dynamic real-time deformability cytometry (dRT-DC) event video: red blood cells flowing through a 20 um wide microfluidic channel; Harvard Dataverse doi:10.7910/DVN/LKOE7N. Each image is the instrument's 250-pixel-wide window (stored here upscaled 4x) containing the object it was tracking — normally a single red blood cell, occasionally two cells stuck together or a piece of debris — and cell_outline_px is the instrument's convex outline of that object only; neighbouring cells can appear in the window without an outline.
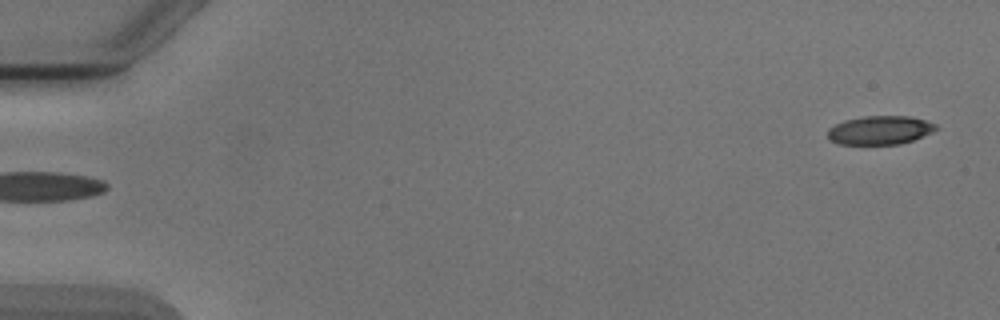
{"species": "Egyptian fruit bat (a non-hibernating species)", "species_latin": "Rousettus aegyptiacus", "temperature_condition": "cold", "stored_images_in_passage": 6, "segment_of_instrument_passage": [2, 2], "camera_frame_rate_fps": 3000, "um_per_image_px": 0.085, "animal": {"sex": "male"}, "frame": {"image": 1, "passage_image": 6, "time_ms": 6.0, "image_size_px": [1000, 320], "cell_outline_px": [[936, 128], [932, 132], [912, 140], [900, 144], [840, 144], [832, 140], [828, 136], [828, 128], [844, 120], [864, 116], [908, 116], [924, 120], [936, 124]], "centroid_in_image_um": [74.78, 11.06], "position_along_channel_um": 10.2, "area_um2": 17.86}}